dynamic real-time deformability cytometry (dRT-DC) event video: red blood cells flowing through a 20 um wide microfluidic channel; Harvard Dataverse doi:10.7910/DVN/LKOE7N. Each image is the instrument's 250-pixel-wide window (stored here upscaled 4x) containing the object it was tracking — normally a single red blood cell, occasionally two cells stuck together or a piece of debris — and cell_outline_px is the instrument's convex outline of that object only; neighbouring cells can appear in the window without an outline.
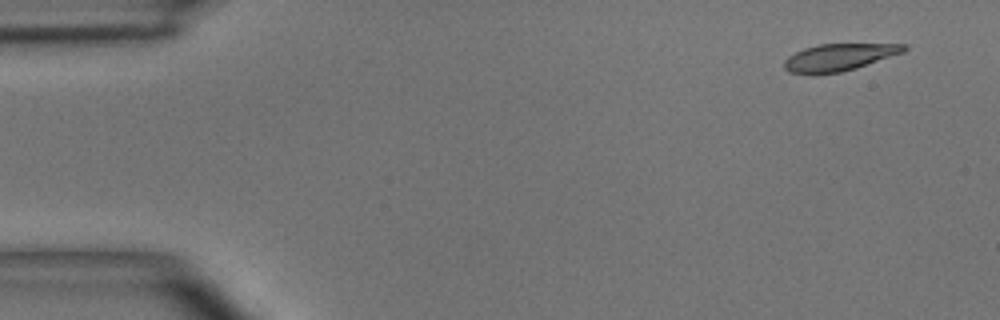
{"species": "common noctule bat (a hibernating species)", "species_latin": "Nyctalus noctula", "temperature_condition": "room temperature", "stored_images_in_passage": 5, "camera_frame_rate_fps": 3000, "um_per_image_px": 0.085, "animal": {"sex": "male", "body_mass_g": 15.6}, "frame": {"image": 1, "passage_image": 1, "time_ms": 0.0, "image_size_px": [1000, 320], "cell_outline_px": [[908, 48], [904, 52], [856, 68], [840, 72], [788, 72], [784, 68], [784, 60], [788, 56], [804, 48], [820, 44], [908, 44]], "centroid_in_image_um": [71.36, 4.84], "position_along_channel_um": 13.6, "area_um2": 18.44}}
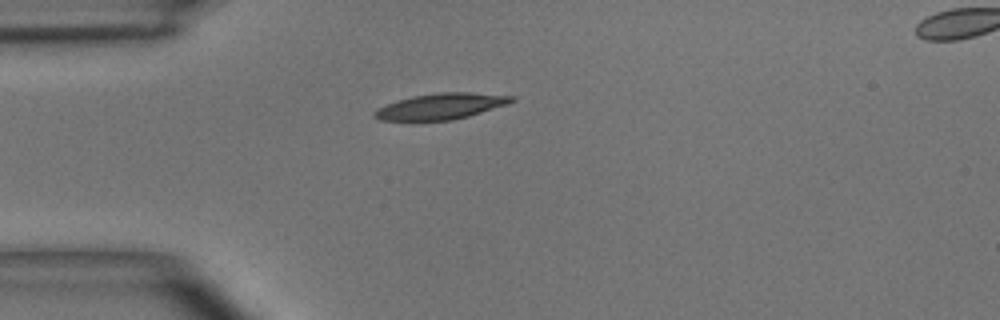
{"frame": {"image": 2, "passage_image": 4, "time_ms": 3.333, "image_size_px": [1000, 320], "cell_outline_px": [[516, 100], [508, 104], [468, 116], [452, 120], [380, 120], [372, 116], [372, 112], [388, 104], [412, 96], [440, 92], [468, 92], [516, 96]], "centroid_in_image_um": [37.52, 9.03], "position_along_channel_um": 47.5, "area_um2": 20.52}}